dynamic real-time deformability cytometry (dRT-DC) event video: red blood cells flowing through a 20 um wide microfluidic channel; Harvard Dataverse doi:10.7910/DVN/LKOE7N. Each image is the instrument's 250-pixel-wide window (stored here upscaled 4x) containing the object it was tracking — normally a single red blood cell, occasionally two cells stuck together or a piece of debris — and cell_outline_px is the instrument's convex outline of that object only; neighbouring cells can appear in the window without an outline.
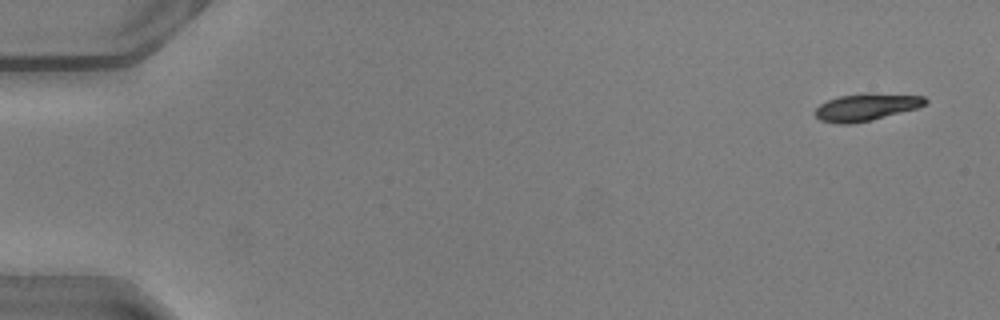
{"species": "common noctule bat (a hibernating species)", "species_latin": "Nyctalus noctula", "temperature_condition": "warm", "stored_images_in_passage": 12, "camera_frame_rate_fps": 3000, "um_per_image_px": 0.085, "animal": {"sex": "male", "body_mass_g": 20.5, "forearm_length_mm": 52.5}, "frame": {"image": 1, "passage_image": 3, "time_ms": 0.667, "image_size_px": [1000, 320], "cell_outline_px": [[928, 100], [924, 104], [916, 108], [872, 120], [848, 124], [836, 124], [820, 120], [816, 116], [816, 108], [820, 104], [828, 100], [840, 96], [868, 92], [924, 96]], "centroid_in_image_um": [73.62, 9.09], "position_along_channel_um": 11.4, "area_um2": 17.4}}